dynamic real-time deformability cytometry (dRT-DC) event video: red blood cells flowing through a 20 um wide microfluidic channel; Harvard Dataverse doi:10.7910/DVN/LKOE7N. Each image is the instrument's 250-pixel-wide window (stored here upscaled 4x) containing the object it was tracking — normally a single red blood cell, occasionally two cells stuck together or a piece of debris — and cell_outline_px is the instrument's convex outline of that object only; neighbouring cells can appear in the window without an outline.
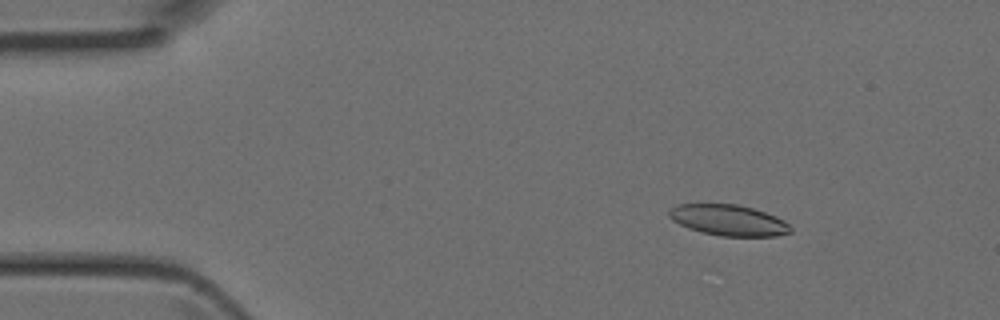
{"species": "Egyptian fruit bat (a non-hibernating species)", "species_latin": "Rousettus aegyptiacus", "temperature_condition": "room temperature", "stored_images_in_passage": 4, "camera_frame_rate_fps": 3000, "um_per_image_px": 0.085, "animal": {"sex": "female"}, "frame": {"image": 1, "passage_image": 2, "time_ms": 0.333, "image_size_px": [1000, 320], "cell_outline_px": [[792, 232], [776, 236], [720, 236], [700, 232], [688, 228], [672, 220], [668, 216], [668, 208], [676, 204], [736, 204], [752, 208], [776, 216], [784, 220], [792, 228]], "centroid_in_image_um": [61.89, 18.71], "position_along_channel_um": 23.1, "area_um2": 22.02}}
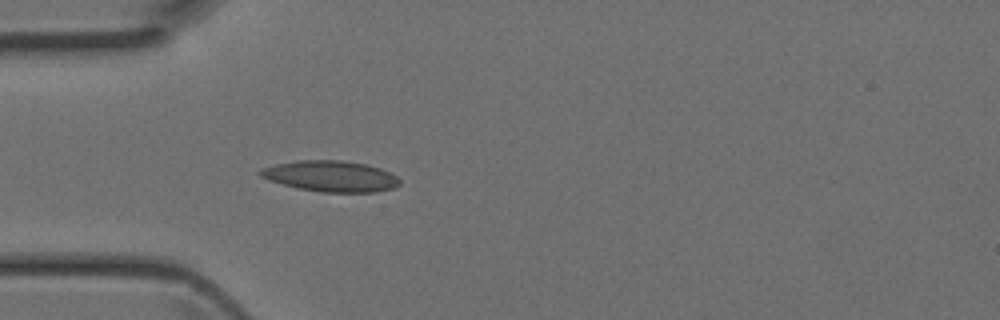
{"frame": {"image": 2, "passage_image": 4, "time_ms": 1.0, "image_size_px": [1000, 320], "cell_outline_px": [[400, 184], [396, 188], [376, 192], [320, 192], [300, 188], [268, 180], [260, 176], [256, 172], [260, 168], [276, 164], [296, 160], [340, 160], [368, 164], [380, 168], [396, 176], [400, 180]], "centroid_in_image_um": [28.11, 14.97], "position_along_channel_um": 56.9, "area_um2": 25.26}}